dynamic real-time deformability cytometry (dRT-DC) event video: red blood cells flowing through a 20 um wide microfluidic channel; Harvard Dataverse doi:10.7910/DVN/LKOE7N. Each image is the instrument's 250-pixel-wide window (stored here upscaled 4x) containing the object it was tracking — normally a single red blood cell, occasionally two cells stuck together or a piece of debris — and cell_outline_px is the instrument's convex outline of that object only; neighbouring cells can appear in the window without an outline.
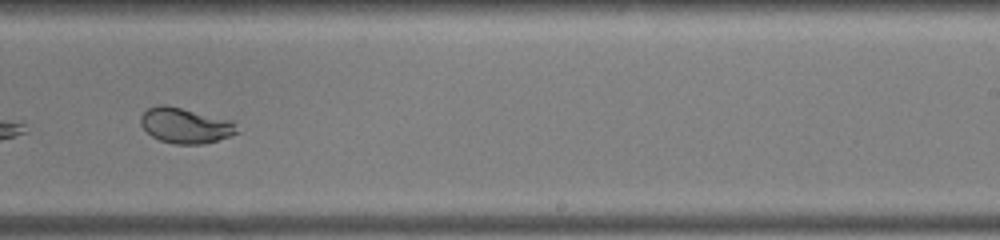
{"species": "common noctule bat (a hibernating species)", "species_latin": "Nyctalus noctula", "temperature_condition": "warm", "stored_images_in_passage": 24, "camera_frame_rate_fps": 3000, "um_per_image_px": 0.085, "animal": {"sex": "male", "body_mass_g": 19.0, "forearm_length_mm": 50.8}, "frame": {"image": 1, "passage_image": 21, "time_ms": 6.667, "image_size_px": [1000, 240], "cell_outline_px": [[240, 132], [204, 144], [176, 144], [160, 140], [152, 136], [140, 124], [140, 116], [148, 108], [156, 104], [168, 104], [236, 120]], "centroid_in_image_um": [15.8, 10.63], "position_along_channel_um": 273.2, "area_um2": 20.4}}